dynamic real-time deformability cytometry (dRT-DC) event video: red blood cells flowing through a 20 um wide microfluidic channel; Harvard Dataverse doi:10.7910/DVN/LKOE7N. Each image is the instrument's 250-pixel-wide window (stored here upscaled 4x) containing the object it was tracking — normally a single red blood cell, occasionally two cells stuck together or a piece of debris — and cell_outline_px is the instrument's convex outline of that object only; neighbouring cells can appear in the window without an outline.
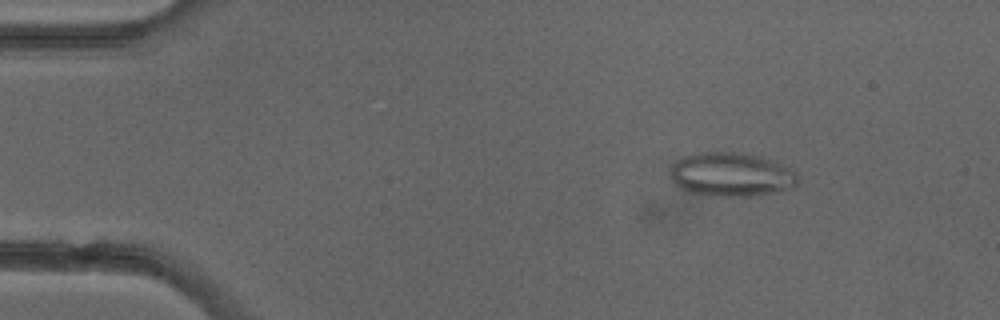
{"species": "common noctule bat (a hibernating species)", "species_latin": "Nyctalus noctula", "temperature_condition": "cold", "stored_images_in_passage": 4, "camera_frame_rate_fps": 3000, "um_per_image_px": 0.085, "animal": {"sex": "female"}, "frame": {"image": 1, "passage_image": 2, "time_ms": 1.0, "image_size_px": [1000, 320], "cell_outline_px": [[800, 180], [792, 188], [776, 192], [748, 196], [712, 196], [688, 192], [680, 188], [672, 180], [672, 164], [684, 156], [700, 152], [732, 152], [760, 156], [772, 160], [792, 168], [796, 172]], "centroid_in_image_um": [62.2, 14.84], "position_along_channel_um": 22.8, "area_um2": 32.71}}